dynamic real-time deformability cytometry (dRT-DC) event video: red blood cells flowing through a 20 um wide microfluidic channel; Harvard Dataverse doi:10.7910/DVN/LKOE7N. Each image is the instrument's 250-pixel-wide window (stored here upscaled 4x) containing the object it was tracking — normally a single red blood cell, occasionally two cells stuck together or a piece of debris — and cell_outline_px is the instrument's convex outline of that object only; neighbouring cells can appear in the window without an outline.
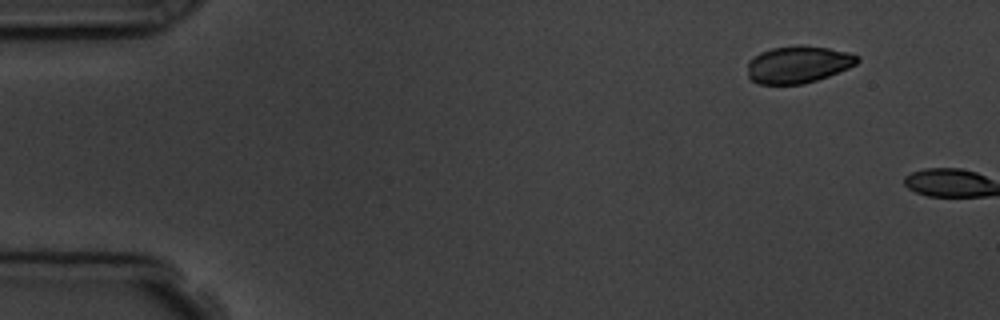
{"species": "common noctule bat (a hibernating species)", "species_latin": "Nyctalus noctula", "temperature_condition": "room temperature", "stored_images_in_passage": 2, "camera_frame_rate_fps": 3000, "um_per_image_px": 0.085, "animal": {"sex": "male", "body_mass_g": 19.5, "forearm_length_mm": 54.6}, "frame": {"image": 1, "passage_image": 1, "time_ms": 0.0, "image_size_px": [1000, 320], "cell_outline_px": [[860, 60], [856, 64], [848, 68], [828, 76], [804, 84], [760, 84], [752, 80], [748, 76], [748, 60], [760, 52], [772, 48], [796, 44], [828, 48], [848, 52], [860, 56]], "centroid_in_image_um": [67.84, 5.47], "position_along_channel_um": 17.2, "area_um2": 23.87}}